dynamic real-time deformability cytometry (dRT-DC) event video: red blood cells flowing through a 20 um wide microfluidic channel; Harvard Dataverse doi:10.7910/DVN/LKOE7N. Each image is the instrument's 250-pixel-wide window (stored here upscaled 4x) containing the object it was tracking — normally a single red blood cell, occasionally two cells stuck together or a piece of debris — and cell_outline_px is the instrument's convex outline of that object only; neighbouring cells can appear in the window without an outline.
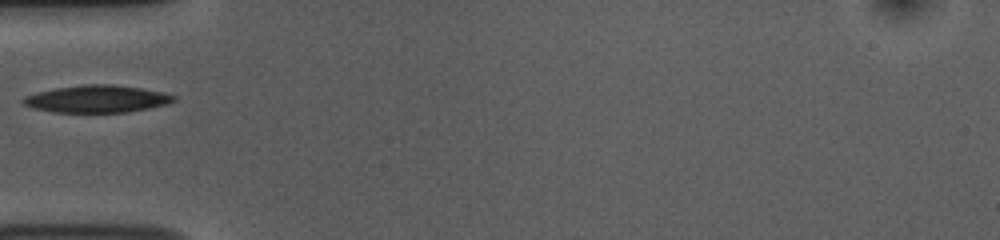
{"species": "common noctule bat (a hibernating species)", "species_latin": "Nyctalus noctula", "temperature_condition": "room temperature", "stored_images_in_passage": 37, "camera_frame_rate_fps": 3000, "um_per_image_px": 0.085, "animal": {"sex": "female", "body_mass_g": 10.0, "forearm_length_mm": 53.1}, "frame": {"image": 1, "passage_image": 1, "time_ms": 0.0, "image_size_px": [1000, 240], "cell_outline_px": [[176, 100], [168, 104], [128, 112], [52, 112], [36, 108], [24, 104], [20, 100], [24, 96], [36, 92], [56, 88], [88, 84], [112, 84], [140, 88], [160, 92], [176, 96]], "centroid_in_image_um": [8.23, 8.41], "position_along_channel_um": 76.8, "area_um2": 23.76}}
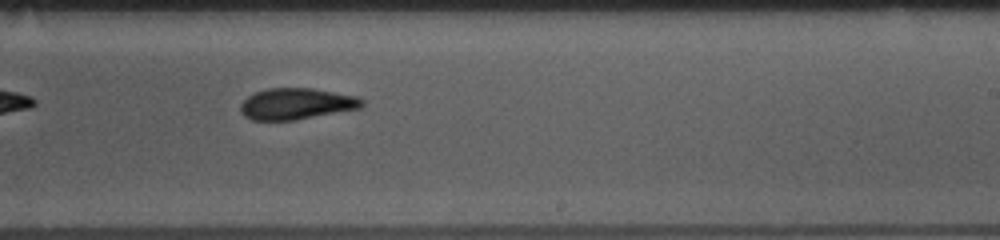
{"frame": {"image": 2, "passage_image": 16, "time_ms": 5.0, "image_size_px": [1000, 240], "cell_outline_px": [[364, 104], [360, 108], [296, 120], [252, 120], [244, 116], [240, 112], [240, 104], [248, 96], [256, 92], [268, 88], [312, 88], [356, 96], [364, 100]], "centroid_in_image_um": [25.18, 8.83], "position_along_channel_um": 263.8, "area_um2": 22.14}}
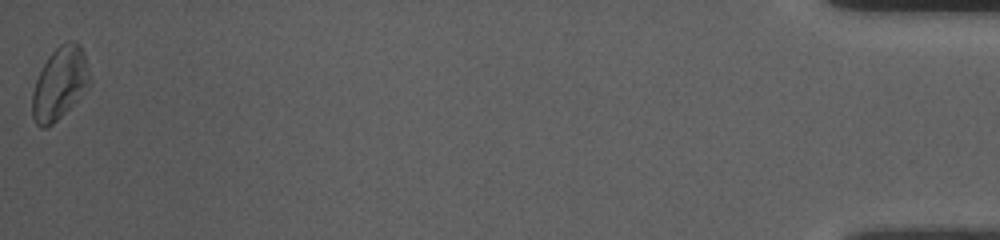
{"frame": {"image": 3, "passage_image": 37, "time_ms": 12.0, "image_size_px": [1000, 240], "cell_outline_px": [[88, 80], [80, 96], [48, 128], [40, 128], [36, 124], [32, 116], [32, 92], [36, 80], [48, 56], [60, 44], [68, 40], [76, 40], [80, 44], [84, 52], [88, 76]], "centroid_in_image_um": [5.02, 7.07], "position_along_channel_um": 430.2, "area_um2": 23.58}}